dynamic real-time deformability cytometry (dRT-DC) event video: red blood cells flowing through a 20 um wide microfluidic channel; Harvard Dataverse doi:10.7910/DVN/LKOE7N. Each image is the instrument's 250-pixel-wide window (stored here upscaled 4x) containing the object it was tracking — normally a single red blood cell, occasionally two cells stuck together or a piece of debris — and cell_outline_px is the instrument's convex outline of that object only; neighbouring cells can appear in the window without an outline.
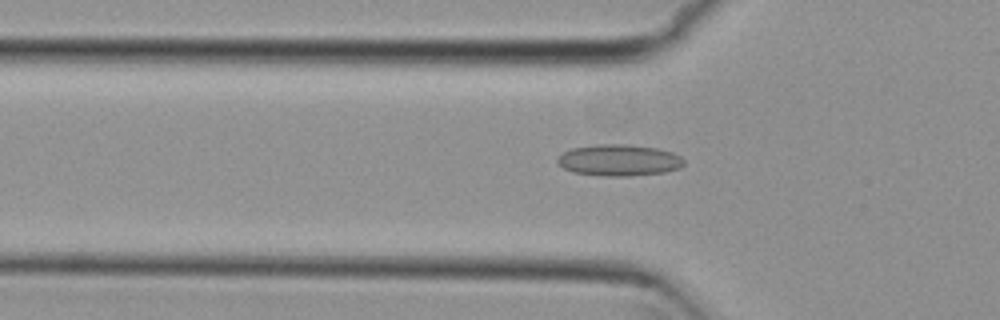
{"species": "common noctule bat (a hibernating species)", "species_latin": "Nyctalus noctula", "temperature_condition": "cold", "stored_images_in_passage": 42, "camera_frame_rate_fps": 3000, "um_per_image_px": 0.085, "animal": {"sex": "female", "body_mass_g": 29.2, "forearm_length_mm": 56.3}, "frame": {"image": 1, "passage_image": 17, "time_ms": 5.333, "image_size_px": [1000, 320], "cell_outline_px": [[684, 164], [680, 168], [664, 172], [628, 176], [604, 176], [572, 172], [564, 168], [556, 160], [564, 152], [572, 148], [596, 144], [624, 144], [656, 148], [672, 152], [680, 156], [684, 160]], "centroid_in_image_um": [52.62, 13.62], "position_along_channel_um": 73.2, "area_um2": 23.06}}
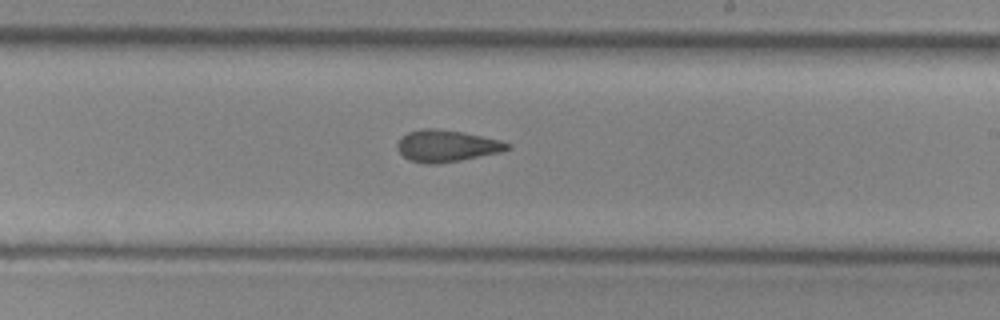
{"frame": {"image": 2, "passage_image": 31, "time_ms": 10.0, "image_size_px": [1000, 320], "cell_outline_px": [[512, 148], [500, 152], [440, 164], [424, 164], [408, 160], [396, 148], [396, 144], [400, 136], [408, 132], [420, 128], [436, 128], [460, 132], [500, 140], [512, 144]], "centroid_in_image_um": [37.92, 12.4], "position_along_channel_um": 251.1, "area_um2": 20.52}}
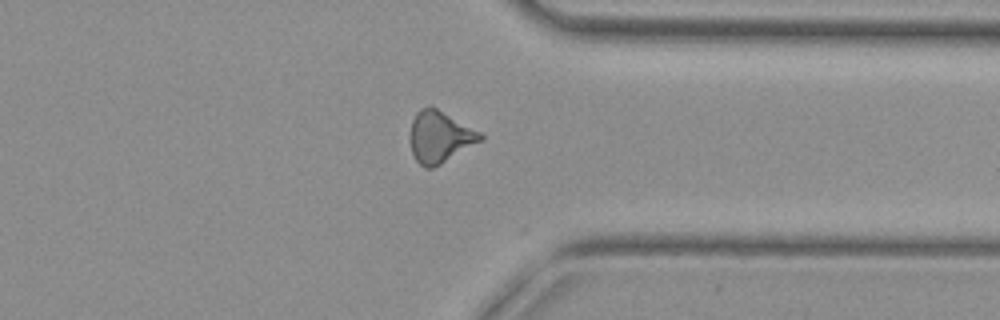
{"frame": {"image": 3, "passage_image": 41, "time_ms": 13.333, "image_size_px": [1000, 320], "cell_outline_px": [[484, 140], [440, 164], [432, 168], [424, 168], [416, 160], [412, 152], [408, 136], [412, 120], [416, 112], [420, 108], [432, 104], [480, 132], [484, 136]], "centroid_in_image_um": [37.36, 11.6], "position_along_channel_um": 374.0, "area_um2": 21.56}, "authors_computed_cell_mechanics": {"area_um2": 21.0681, "velocity_mm_per_s": 3.7971, "shape_relaxation_time_tau1_ms": null, "shape_relaxation_time_tau2_ms": 3.0182, "deformation_change_tau1": null, "deformation_change_tau2": 0.1074}}